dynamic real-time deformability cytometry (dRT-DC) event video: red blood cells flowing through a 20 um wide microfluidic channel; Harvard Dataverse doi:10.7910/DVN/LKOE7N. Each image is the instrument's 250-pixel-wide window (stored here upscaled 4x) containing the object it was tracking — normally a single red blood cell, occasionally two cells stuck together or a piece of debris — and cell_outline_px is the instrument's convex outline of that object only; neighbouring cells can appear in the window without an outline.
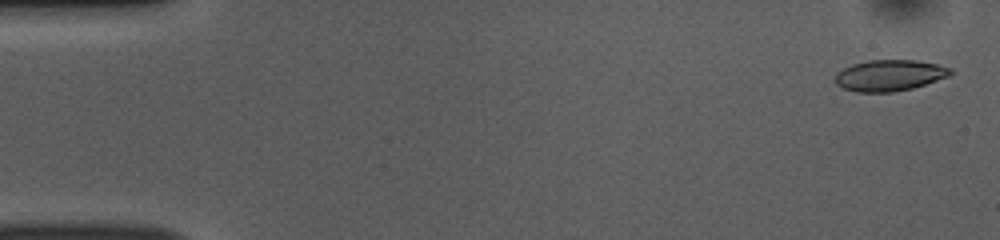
{"species": "common noctule bat (a hibernating species)", "species_latin": "Nyctalus noctula", "temperature_condition": "room temperature", "stored_images_in_passage": 52, "camera_frame_rate_fps": 3000, "um_per_image_px": 0.085, "animal": {"sex": "female", "body_mass_g": 10.0, "forearm_length_mm": 53.1}, "frame": {"image": 1, "passage_image": 2, "time_ms": 0.333, "image_size_px": [1000, 240], "cell_outline_px": [[952, 72], [948, 76], [912, 88], [892, 92], [856, 92], [844, 88], [836, 84], [836, 72], [852, 64], [868, 60], [916, 60], [936, 64], [952, 68]], "centroid_in_image_um": [75.59, 6.4], "position_along_channel_um": 9.4, "area_um2": 20.75}}
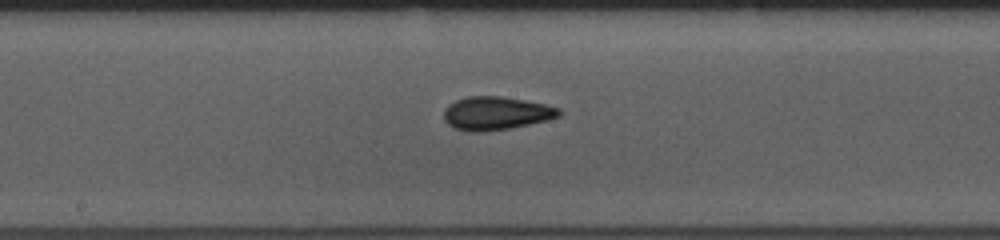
{"frame": {"image": 2, "passage_image": 27, "time_ms": 8.667, "image_size_px": [1000, 240], "cell_outline_px": [[564, 112], [560, 116], [548, 120], [508, 128], [480, 132], [472, 132], [452, 128], [444, 120], [444, 108], [448, 104], [456, 100], [468, 96], [500, 96], [524, 100], [544, 104], [560, 108]], "centroid_in_image_um": [42.15, 9.62], "position_along_channel_um": 206.0, "area_um2": 22.43}}
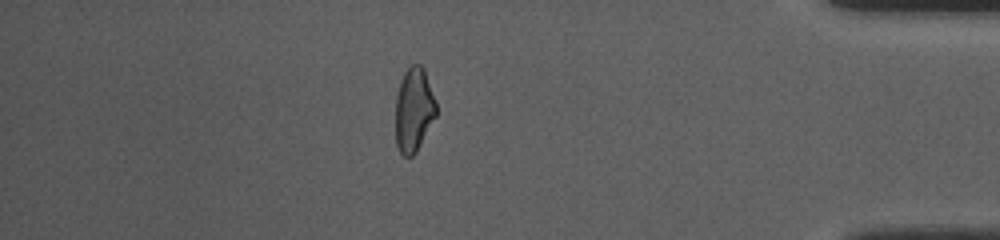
{"frame": {"image": 3, "passage_image": 45, "time_ms": 14.667, "image_size_px": [1000, 240], "cell_outline_px": [[436, 116], [416, 152], [412, 156], [404, 156], [400, 152], [396, 144], [396, 96], [400, 80], [404, 72], [412, 64], [420, 64], [424, 68], [436, 100]], "centroid_in_image_um": [35.18, 9.31], "position_along_channel_um": 400.0, "area_um2": 20.0}, "authors_computed_cell_mechanics": {"area_um2": 21.2704, "velocity_mm_per_s": 3.8757, "shape_relaxation_time_tau1_ms": 4.4089, "shape_relaxation_time_tau2_ms": 2.8189, "deformation_change_tau1": 0.1363, "deformation_change_tau2": 0.1043}}